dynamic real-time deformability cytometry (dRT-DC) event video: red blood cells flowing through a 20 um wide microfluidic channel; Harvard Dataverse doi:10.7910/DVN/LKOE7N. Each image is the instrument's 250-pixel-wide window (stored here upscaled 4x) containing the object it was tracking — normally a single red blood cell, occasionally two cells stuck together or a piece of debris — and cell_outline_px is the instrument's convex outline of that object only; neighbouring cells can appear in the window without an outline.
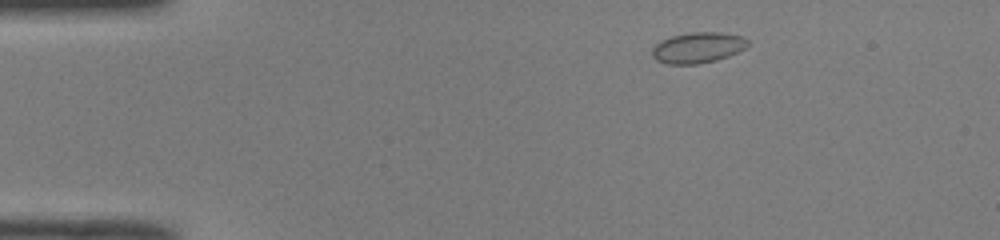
{"species": "common noctule bat (a hibernating species)", "species_latin": "Nyctalus noctula", "temperature_condition": "room temperature", "stored_images_in_passage": 44, "camera_frame_rate_fps": 3000, "um_per_image_px": 0.085, "animal": {"sex": "male", "body_mass_g": 19.0, "forearm_length_mm": 50.8}, "frame": {"image": 1, "passage_image": 1, "time_ms": 0.0, "image_size_px": [1000, 240], "cell_outline_px": [[748, 44], [744, 48], [728, 56], [716, 60], [696, 64], [668, 64], [656, 60], [652, 56], [652, 48], [660, 40], [672, 36], [688, 32], [724, 32], [740, 36], [748, 40]], "centroid_in_image_um": [59.28, 4.04], "position_along_channel_um": 25.7, "area_um2": 17.11}}
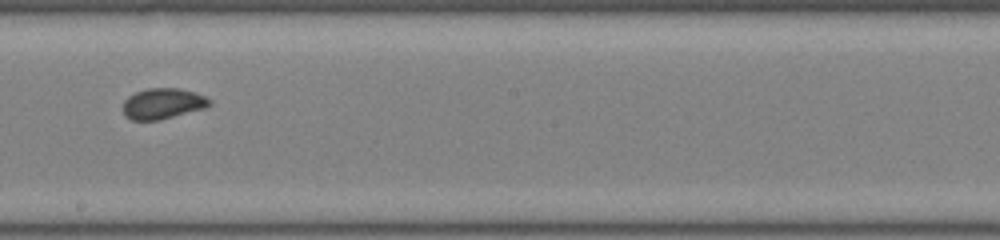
{"frame": {"image": 2, "passage_image": 22, "time_ms": 7.0, "image_size_px": [1000, 240], "cell_outline_px": [[212, 104], [204, 108], [160, 120], [132, 120], [124, 116], [124, 100], [128, 96], [136, 92], [148, 88], [180, 88], [196, 92], [212, 100]], "centroid_in_image_um": [13.85, 8.8], "position_along_channel_um": 234.3, "area_um2": 15.55}}
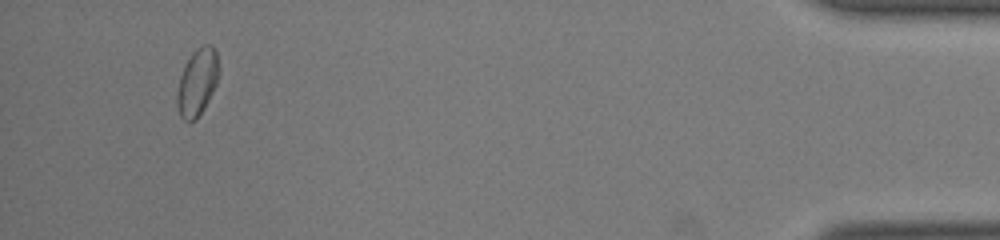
{"frame": {"image": 3, "passage_image": 41, "time_ms": 13.333, "image_size_px": [1000, 240], "cell_outline_px": [[220, 72], [216, 84], [204, 108], [196, 120], [188, 124], [180, 116], [176, 104], [176, 96], [180, 76], [184, 64], [192, 52], [196, 48], [204, 44], [212, 44], [216, 48]], "centroid_in_image_um": [16.77, 6.97], "position_along_channel_um": 418.4, "area_um2": 16.76}, "authors_computed_cell_mechanics": {"area_um2": 15.7216, "velocity_mm_per_s": 4.0096, "shape_relaxation_time_tau1_ms": 5.602, "shape_relaxation_time_tau2_ms": null, "deformation_change_tau1": 0.0862, "deformation_change_tau2": null}}